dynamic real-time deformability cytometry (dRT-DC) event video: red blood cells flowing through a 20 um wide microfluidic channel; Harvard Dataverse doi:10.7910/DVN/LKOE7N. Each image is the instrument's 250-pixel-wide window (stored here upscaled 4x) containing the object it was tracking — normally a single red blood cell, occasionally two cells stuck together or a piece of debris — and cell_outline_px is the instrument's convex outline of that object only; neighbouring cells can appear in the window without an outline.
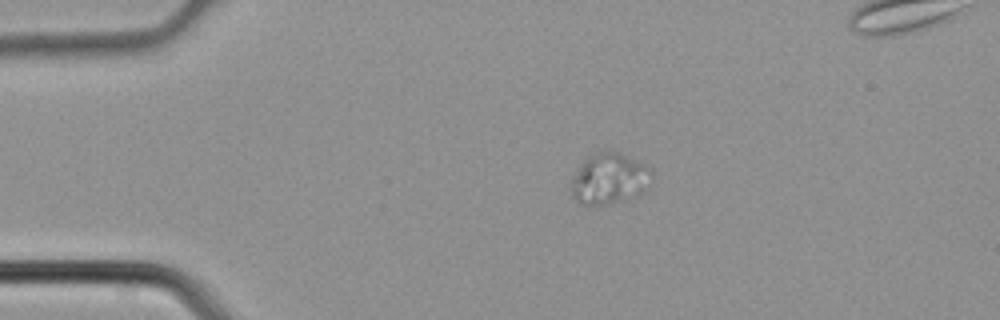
{"species": "common noctule bat (a hibernating species)", "species_latin": "Nyctalus noctula", "temperature_condition": "cold", "stored_images_in_passage": 3, "camera_frame_rate_fps": 3000, "um_per_image_px": 0.085, "animal": {"sex": "male", "body_mass_g": 21.5, "forearm_length_mm": 52.0}, "frame": {"image": 1, "passage_image": 1, "time_ms": 0.0, "image_size_px": [1000, 320], "cell_outline_px": [[652, 172], [616, 200], [604, 204], [580, 204], [572, 196], [572, 180], [576, 172], [584, 160], [588, 156], [600, 152], [620, 152], [644, 164]], "centroid_in_image_um": [51.56, 15.1], "position_along_channel_um": 33.4, "area_um2": 21.15}}